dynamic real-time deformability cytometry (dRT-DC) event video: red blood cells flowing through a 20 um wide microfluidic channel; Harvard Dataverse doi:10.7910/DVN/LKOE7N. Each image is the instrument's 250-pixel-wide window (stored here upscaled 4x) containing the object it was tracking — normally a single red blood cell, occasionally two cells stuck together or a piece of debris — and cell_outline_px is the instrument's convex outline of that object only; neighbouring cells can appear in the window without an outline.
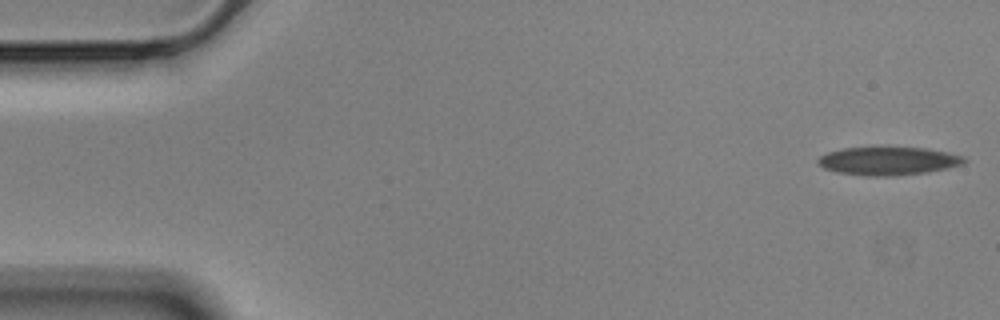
{"species": "Egyptian fruit bat (a non-hibernating species)", "species_latin": "Rousettus aegyptiacus", "temperature_condition": "cold", "stored_images_in_passage": 14, "camera_frame_rate_fps": 3000, "um_per_image_px": 0.085, "animal": {"sex": "male"}, "frame": {"image": 1, "passage_image": 1, "time_ms": 0.0, "image_size_px": [1000, 320], "cell_outline_px": [[968, 160], [964, 164], [948, 168], [928, 172], [884, 176], [868, 176], [836, 172], [824, 168], [816, 164], [816, 160], [820, 156], [828, 152], [844, 148], [928, 148], [948, 152], [964, 156]], "centroid_in_image_um": [75.52, 13.68], "position_along_channel_um": 9.5, "area_um2": 23.99}}
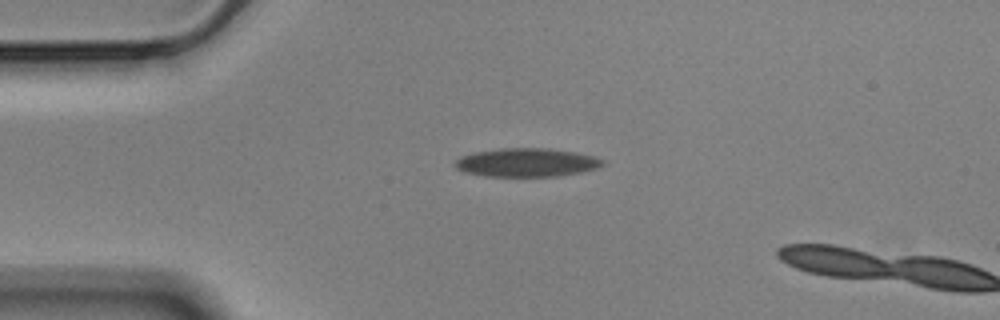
{"frame": {"image": 2, "passage_image": 12, "time_ms": 3.667, "image_size_px": [1000, 320], "cell_outline_px": [[604, 164], [596, 168], [580, 172], [556, 176], [484, 176], [468, 172], [456, 168], [452, 164], [460, 156], [476, 152], [500, 148], [548, 148], [576, 152], [596, 156], [604, 160]], "centroid_in_image_um": [44.77, 13.8], "position_along_channel_um": 40.2, "area_um2": 24.51}}